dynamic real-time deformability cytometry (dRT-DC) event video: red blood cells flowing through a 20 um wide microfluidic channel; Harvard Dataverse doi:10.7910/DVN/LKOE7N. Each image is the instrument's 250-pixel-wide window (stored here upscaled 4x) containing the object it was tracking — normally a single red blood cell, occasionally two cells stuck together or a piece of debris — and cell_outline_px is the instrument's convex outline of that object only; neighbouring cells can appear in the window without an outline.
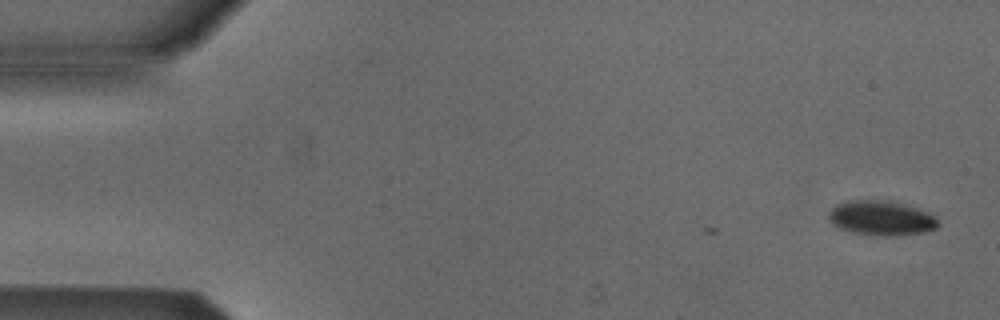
{"species": "Egyptian fruit bat (a non-hibernating species)", "species_latin": "Rousettus aegyptiacus", "temperature_condition": "cold", "stored_images_in_passage": 3, "camera_frame_rate_fps": 3000, "um_per_image_px": 0.085, "animal": {"sex": "male"}, "frame": {"image": 1, "passage_image": 1, "time_ms": 0.0, "image_size_px": [1000, 320], "cell_outline_px": [[940, 224], [936, 228], [924, 232], [856, 232], [832, 224], [828, 216], [828, 212], [836, 204], [848, 200], [888, 200], [908, 204], [928, 212], [936, 216]], "centroid_in_image_um": [74.93, 18.44], "position_along_channel_um": 10.1, "area_um2": 21.04}}